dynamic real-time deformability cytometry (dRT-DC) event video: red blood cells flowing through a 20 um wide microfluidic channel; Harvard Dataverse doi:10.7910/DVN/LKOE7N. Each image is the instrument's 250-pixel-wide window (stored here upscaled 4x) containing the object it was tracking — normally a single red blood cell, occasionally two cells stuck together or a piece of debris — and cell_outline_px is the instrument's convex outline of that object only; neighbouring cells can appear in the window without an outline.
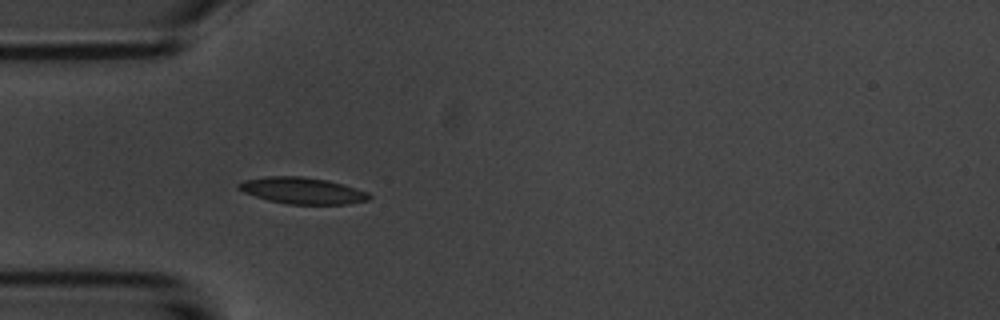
{"species": "common noctule bat (a hibernating species)", "species_latin": "Nyctalus noctula", "temperature_condition": "room temperature", "stored_images_in_passage": 3, "camera_frame_rate_fps": 3000, "um_per_image_px": 0.085, "animal": {"sex": "male", "body_mass_g": 20.1, "forearm_length_mm": 53.5}, "frame": {"image": 1, "passage_image": 3, "time_ms": 2.333, "image_size_px": [1000, 320], "cell_outline_px": [[372, 196], [368, 200], [348, 204], [288, 204], [268, 200], [244, 192], [236, 188], [236, 184], [244, 180], [264, 176], [304, 176], [328, 180], [368, 192]], "centroid_in_image_um": [25.68, 16.19], "position_along_channel_um": 59.3, "area_um2": 20.17}}